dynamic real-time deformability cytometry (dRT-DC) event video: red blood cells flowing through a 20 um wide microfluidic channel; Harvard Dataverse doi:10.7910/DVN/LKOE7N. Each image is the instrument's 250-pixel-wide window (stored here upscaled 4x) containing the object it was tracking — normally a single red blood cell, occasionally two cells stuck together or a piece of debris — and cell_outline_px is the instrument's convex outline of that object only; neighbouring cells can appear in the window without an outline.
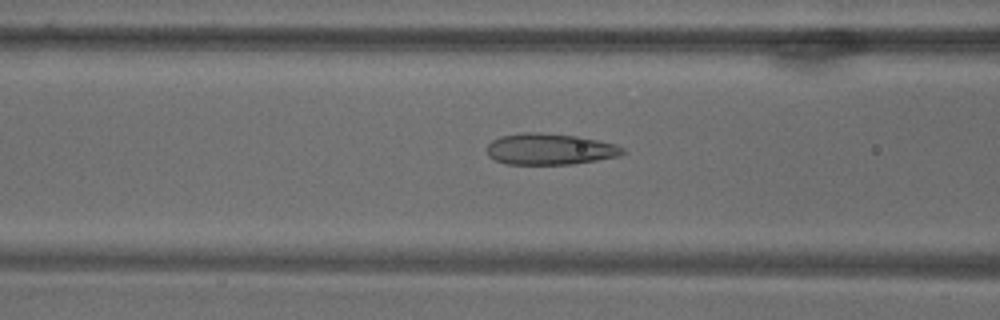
{"species": "common noctule bat (a hibernating species)", "species_latin": "Nyctalus noctula", "temperature_condition": "warm", "stored_images_in_passage": 70, "camera_frame_rate_fps": 3000, "um_per_image_px": 0.085, "animal": {"sex": "male", "body_mass_g": 18.8}, "frame": {"image": 1, "passage_image": 29, "time_ms": 9.333, "image_size_px": [1000, 320], "cell_outline_px": [[628, 152], [620, 156], [572, 164], [508, 164], [496, 160], [488, 156], [488, 144], [492, 140], [500, 136], [520, 132], [540, 132], [576, 136], [616, 144], [624, 148]], "centroid_in_image_um": [46.75, 12.67], "position_along_channel_um": 119.8, "area_um2": 24.8}}
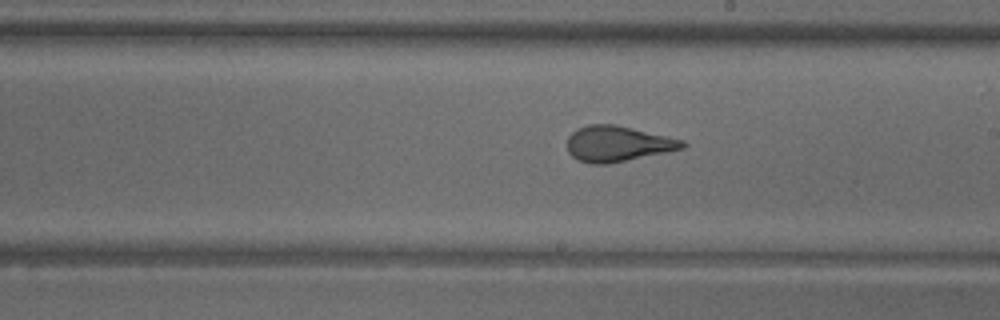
{"frame": {"image": 2, "passage_image": 41, "time_ms": 13.333, "image_size_px": [1000, 320], "cell_outline_px": [[688, 144], [684, 148], [608, 164], [592, 164], [580, 160], [572, 156], [568, 152], [568, 136], [572, 132], [588, 124], [616, 124], [684, 140]], "centroid_in_image_um": [52.51, 12.21], "position_along_channel_um": 236.5, "area_um2": 23.76}}
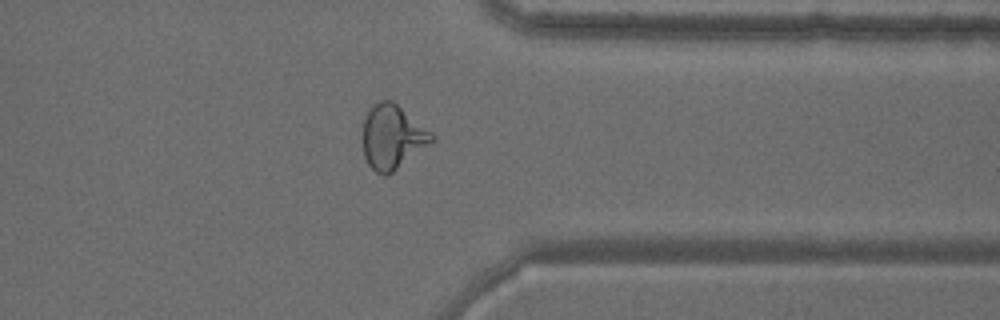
{"frame": {"image": 3, "passage_image": 56, "time_ms": 18.333, "image_size_px": [1000, 320], "cell_outline_px": [[436, 140], [388, 176], [384, 176], [376, 172], [368, 164], [364, 156], [364, 116], [372, 104], [380, 100], [392, 100], [432, 132], [436, 136]], "centroid_in_image_um": [33.37, 11.65], "position_along_channel_um": 378.0, "area_um2": 25.95}}